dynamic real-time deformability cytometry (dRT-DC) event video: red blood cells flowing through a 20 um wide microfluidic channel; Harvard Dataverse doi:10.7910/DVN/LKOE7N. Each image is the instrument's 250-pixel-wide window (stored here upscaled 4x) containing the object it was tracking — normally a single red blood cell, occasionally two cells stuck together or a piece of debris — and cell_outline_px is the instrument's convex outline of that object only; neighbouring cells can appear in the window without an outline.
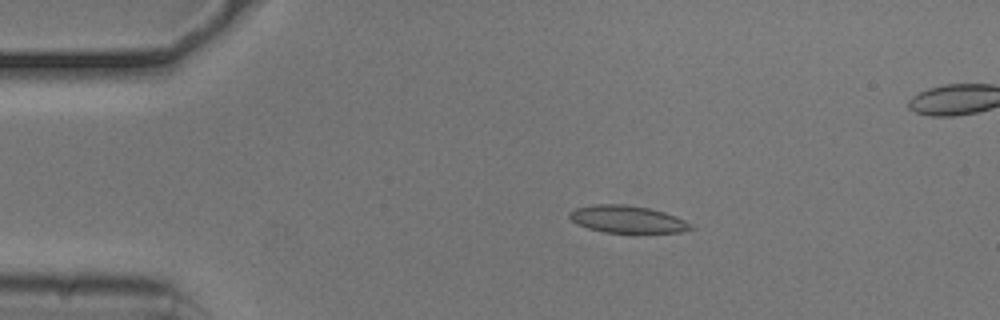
{"species": "common noctule bat (a hibernating species)", "species_latin": "Nyctalus noctula", "temperature_condition": "cold", "stored_images_in_passage": 49, "camera_frame_rate_fps": 3000, "um_per_image_px": 0.085, "animal": {"sex": "male", "body_mass_g": 20.5, "forearm_length_mm": 52.5}, "frame": {"image": 1, "passage_image": 11, "time_ms": 3.333, "image_size_px": [1000, 320], "cell_outline_px": [[696, 228], [680, 232], [604, 232], [588, 228], [576, 224], [568, 216], [568, 212], [576, 208], [592, 204], [624, 204], [648, 208], [664, 212], [676, 216], [692, 224]], "centroid_in_image_um": [53.31, 18.63], "position_along_channel_um": 31.7, "area_um2": 19.25}}
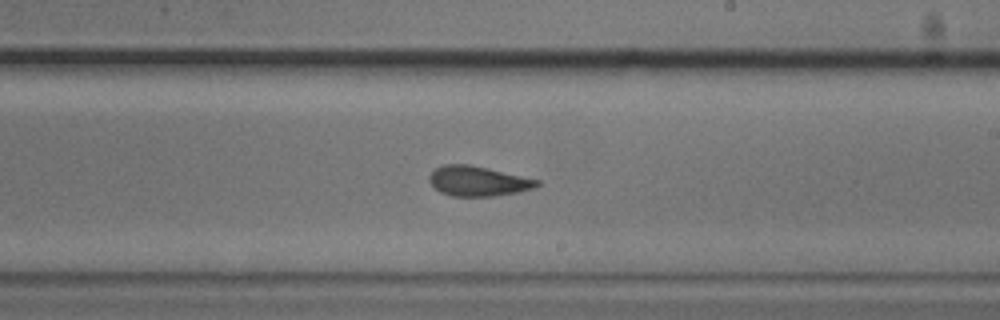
{"frame": {"image": 2, "passage_image": 32, "time_ms": 10.333, "image_size_px": [1000, 320], "cell_outline_px": [[540, 184], [536, 188], [520, 192], [492, 196], [452, 196], [440, 192], [428, 180], [428, 176], [436, 168], [444, 164], [468, 164], [540, 180]], "centroid_in_image_um": [40.64, 15.4], "position_along_channel_um": 248.4, "area_um2": 18.73}}
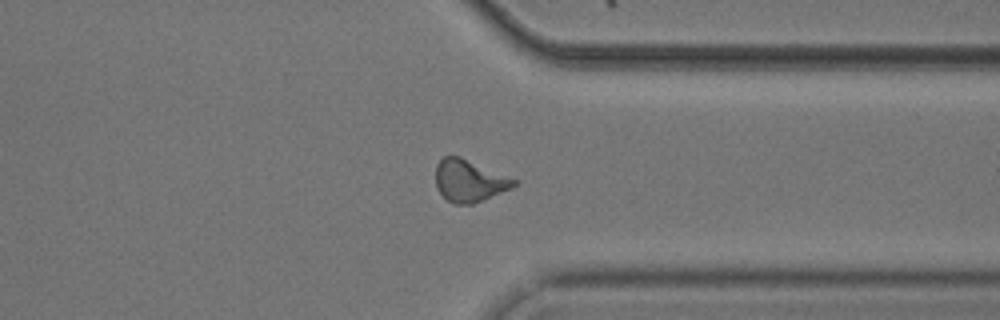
{"frame": {"image": 3, "passage_image": 42, "time_ms": 13.667, "image_size_px": [1000, 320], "cell_outline_px": [[520, 180], [512, 188], [484, 200], [472, 204], [452, 204], [436, 188], [436, 164], [444, 156], [460, 156]], "centroid_in_image_um": [39.92, 15.36], "position_along_channel_um": 371.5, "area_um2": 19.42}}